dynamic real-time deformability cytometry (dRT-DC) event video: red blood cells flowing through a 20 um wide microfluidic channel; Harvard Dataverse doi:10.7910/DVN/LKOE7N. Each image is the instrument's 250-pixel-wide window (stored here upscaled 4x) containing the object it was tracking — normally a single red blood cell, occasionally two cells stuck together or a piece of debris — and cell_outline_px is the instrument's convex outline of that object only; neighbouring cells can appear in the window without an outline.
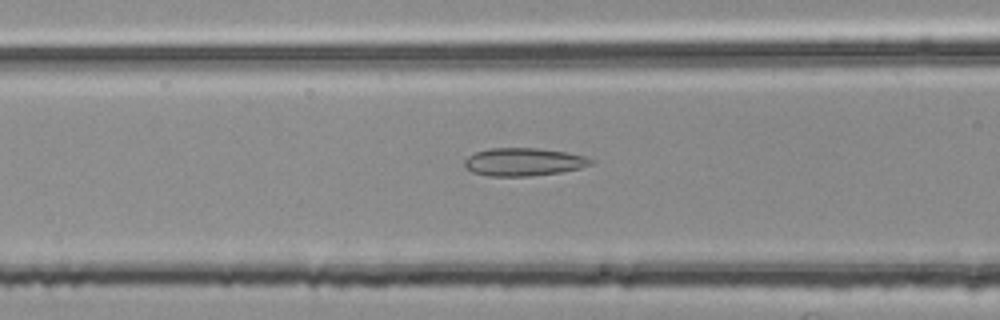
{"species": "common noctule bat (a hibernating species)", "species_latin": "Nyctalus noctula", "temperature_condition": "room temperature", "stored_images_in_passage": 36, "camera_frame_rate_fps": 3000, "um_per_image_px": 0.085, "animal": {"sex": "female", "body_mass_g": 25.1}, "frame": {"image": 1, "passage_image": 16, "time_ms": 5.0, "image_size_px": [1000, 320], "cell_outline_px": [[596, 160], [592, 164], [580, 168], [560, 172], [528, 176], [488, 176], [472, 172], [464, 168], [464, 160], [468, 156], [476, 152], [488, 148], [536, 148], [568, 152], [584, 156]], "centroid_in_image_um": [44.49, 13.76], "position_along_channel_um": 122.1, "area_um2": 20.69}}
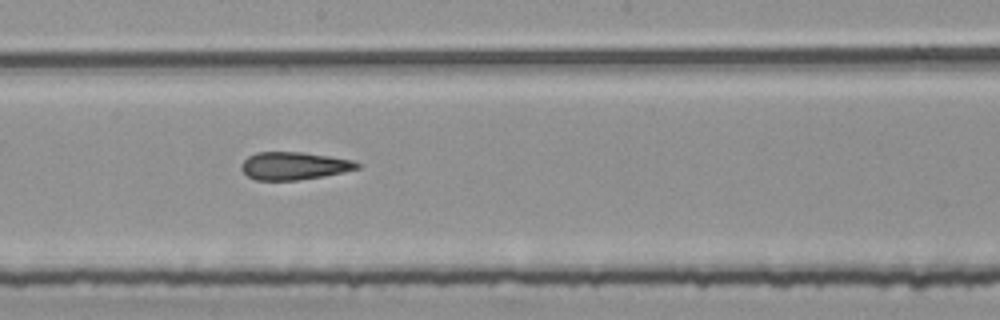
{"frame": {"image": 2, "passage_image": 24, "time_ms": 7.667, "image_size_px": [1000, 320], "cell_outline_px": [[364, 164], [360, 168], [344, 172], [324, 176], [296, 180], [256, 180], [248, 176], [240, 168], [244, 160], [248, 156], [256, 152], [304, 152], [352, 160]], "centroid_in_image_um": [25.02, 14.09], "position_along_channel_um": 223.2, "area_um2": 18.79}}
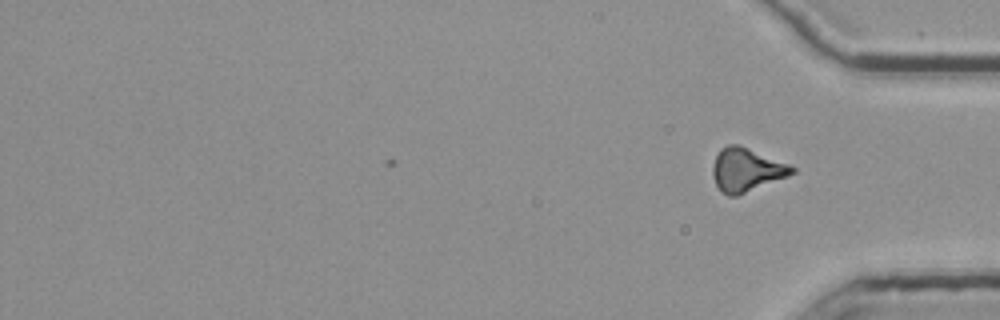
{"frame": {"image": 3, "passage_image": 36, "time_ms": 11.667, "image_size_px": [1000, 320], "cell_outline_px": [[796, 172], [788, 176], [736, 196], [728, 196], [720, 192], [712, 176], [712, 168], [716, 156], [720, 148], [728, 144], [740, 144], [788, 164], [796, 168]], "centroid_in_image_um": [63.42, 14.43], "position_along_channel_um": 371.8, "area_um2": 20.11}, "authors_computed_cell_mechanics": {"area_um2": 20.1144, "velocity_mm_per_s": 3.7919, "shape_relaxation_time_tau1_ms": null, "shape_relaxation_time_tau2_ms": 2.9005, "deformation_change_tau1": null, "deformation_change_tau2": 0.1146}}